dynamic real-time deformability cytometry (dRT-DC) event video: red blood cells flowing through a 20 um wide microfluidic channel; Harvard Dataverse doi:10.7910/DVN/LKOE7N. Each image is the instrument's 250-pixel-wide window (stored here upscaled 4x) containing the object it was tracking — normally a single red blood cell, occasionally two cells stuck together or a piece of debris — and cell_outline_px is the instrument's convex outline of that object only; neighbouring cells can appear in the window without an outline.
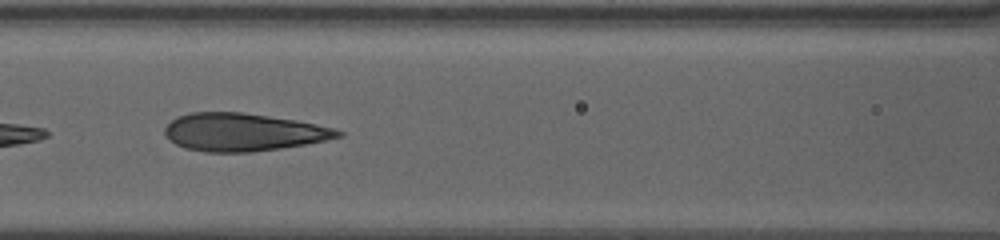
{"species": "human", "species_latin": "Homo sapiens", "temperature_condition": "warm", "stored_images_in_passage": 56, "camera_frame_rate_fps": 3000, "um_per_image_px": 0.085, "donor": {"sex": "female"}, "frame": {"image": 1, "passage_image": 19, "time_ms": 6.0, "image_size_px": [1000, 240], "cell_outline_px": [[344, 136], [304, 144], [280, 148], [252, 152], [204, 152], [184, 148], [168, 140], [164, 132], [164, 128], [176, 116], [192, 112], [240, 112], [268, 116], [316, 124], [332, 128], [344, 132]], "centroid_in_image_um": [20.61, 11.24], "position_along_channel_um": 146.0, "area_um2": 37.97}}
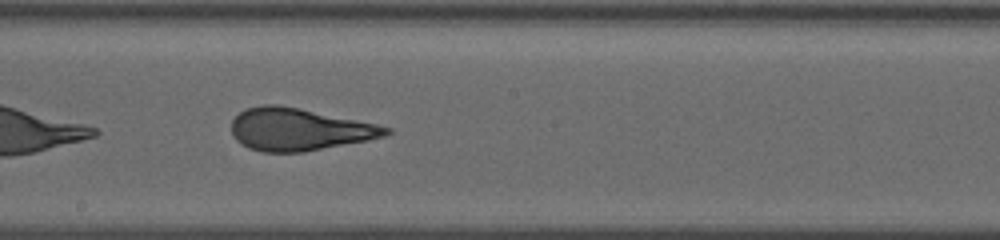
{"frame": {"image": 2, "passage_image": 29, "time_ms": 8.333, "image_size_px": [1000, 240], "cell_outline_px": [[392, 132], [384, 136], [368, 140], [304, 152], [264, 152], [248, 148], [240, 144], [232, 136], [232, 120], [240, 112], [248, 108], [264, 104], [276, 104], [300, 108], [376, 124], [392, 128]], "centroid_in_image_um": [25.4, 11.0], "position_along_channel_um": 222.8, "area_um2": 38.03}}
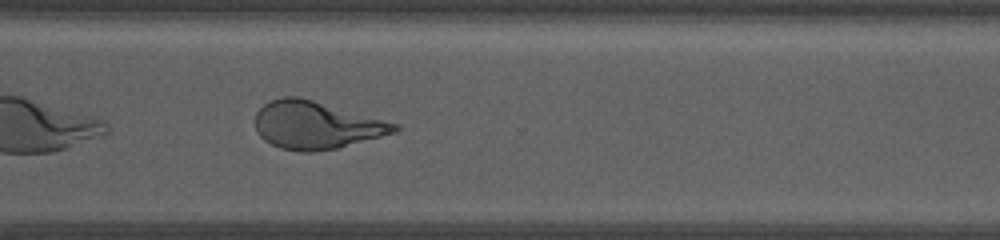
{"frame": {"image": 3, "passage_image": 45, "time_ms": 12.0, "image_size_px": [1000, 240], "cell_outline_px": [[400, 128], [396, 132], [336, 148], [312, 152], [300, 152], [280, 148], [264, 140], [256, 132], [256, 112], [264, 104], [272, 100], [284, 96], [300, 96], [400, 124]], "centroid_in_image_um": [26.86, 10.63], "position_along_channel_um": 343.7, "area_um2": 38.61}, "authors_computed_cell_mechanics": {"area_um2": 38.437, "velocity_mm_per_s": 3.3059, "shape_relaxation_time_tau1_ms": 6.7002, "shape_relaxation_time_tau2_ms": 0.9919, "deformation_change_tau1": 0.2423, "deformation_change_tau2": 0.0891}}